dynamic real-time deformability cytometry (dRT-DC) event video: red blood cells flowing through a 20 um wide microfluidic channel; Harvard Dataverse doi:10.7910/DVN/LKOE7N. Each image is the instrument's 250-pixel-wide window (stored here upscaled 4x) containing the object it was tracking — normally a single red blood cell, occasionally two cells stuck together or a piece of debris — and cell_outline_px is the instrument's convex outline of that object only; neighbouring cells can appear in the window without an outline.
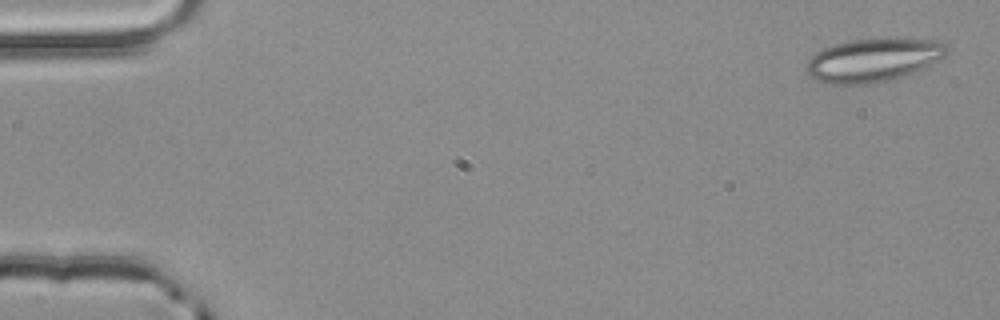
{"species": "common noctule bat (a hibernating species)", "species_latin": "Nyctalus noctula", "temperature_condition": "room temperature", "stored_images_in_passage": 4, "camera_frame_rate_fps": 3000, "um_per_image_px": 0.085, "animal": {"sex": "male", "body_mass_g": 20.4}, "frame": {"image": 1, "passage_image": 1, "time_ms": 0.0, "image_size_px": [1000, 320], "cell_outline_px": [[948, 56], [920, 68], [900, 76], [888, 80], [864, 84], [832, 84], [816, 80], [808, 76], [804, 68], [808, 60], [816, 52], [824, 48], [836, 44], [852, 40], [936, 40], [944, 44], [948, 48]], "centroid_in_image_um": [74.16, 5.12], "position_along_channel_um": 10.8, "area_um2": 34.56}}